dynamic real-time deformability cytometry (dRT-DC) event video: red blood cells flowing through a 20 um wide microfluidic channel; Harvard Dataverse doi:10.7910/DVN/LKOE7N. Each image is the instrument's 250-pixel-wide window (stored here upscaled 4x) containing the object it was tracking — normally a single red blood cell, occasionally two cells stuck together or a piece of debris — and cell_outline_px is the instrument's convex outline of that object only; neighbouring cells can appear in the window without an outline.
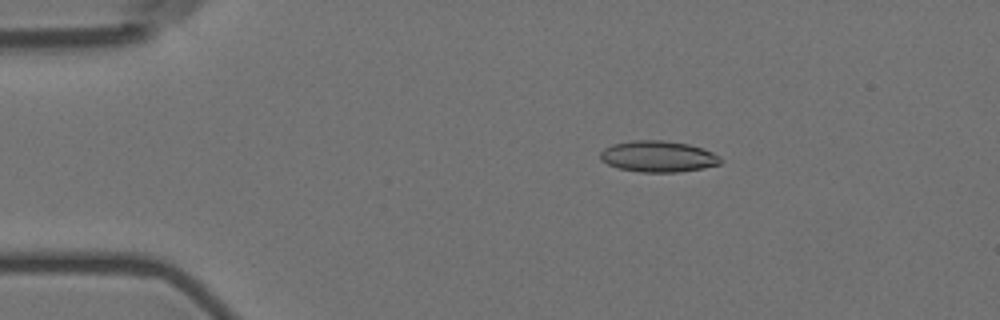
{"species": "Egyptian fruit bat (a non-hibernating species)", "species_latin": "Rousettus aegyptiacus", "temperature_condition": "room temperature", "stored_images_in_passage": 56, "camera_frame_rate_fps": 3000, "um_per_image_px": 0.085, "animal": {"sex": "female"}, "frame": {"image": 1, "passage_image": 10, "time_ms": 3.0, "image_size_px": [1000, 320], "cell_outline_px": [[724, 160], [720, 164], [704, 168], [680, 172], [640, 172], [620, 168], [608, 164], [600, 160], [600, 152], [604, 148], [612, 144], [632, 140], [664, 140], [688, 144], [704, 148], [720, 156]], "centroid_in_image_um": [55.97, 13.29], "position_along_channel_um": 29.0, "area_um2": 22.08}}
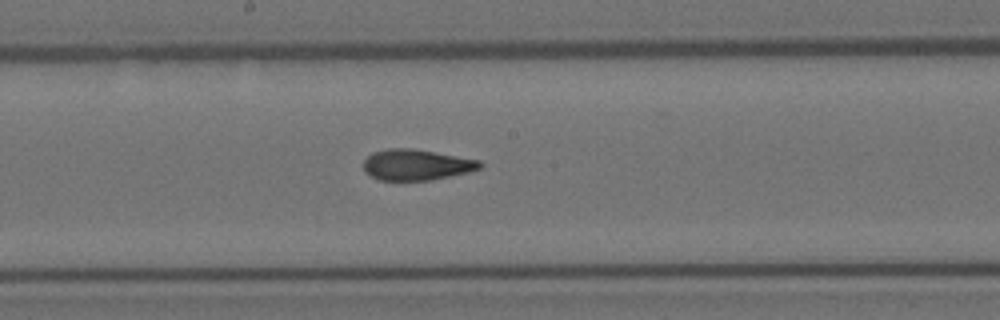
{"frame": {"image": 2, "passage_image": 30, "time_ms": 9.667, "image_size_px": [1000, 320], "cell_outline_px": [[484, 164], [480, 168], [468, 172], [432, 180], [380, 180], [364, 172], [364, 160], [372, 152], [388, 148], [412, 148], [480, 160]], "centroid_in_image_um": [35.39, 14.0], "position_along_channel_um": 212.8, "area_um2": 20.92}}
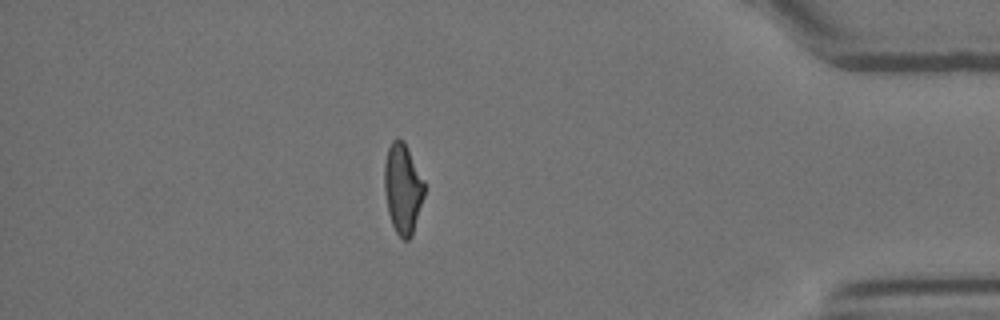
{"frame": {"image": 3, "passage_image": 49, "time_ms": 16.0, "image_size_px": [1000, 320], "cell_outline_px": [[424, 196], [412, 236], [408, 240], [404, 240], [396, 232], [392, 224], [388, 212], [384, 188], [384, 164], [388, 148], [392, 140], [396, 136], [404, 140], [424, 180]], "centroid_in_image_um": [34.23, 15.99], "position_along_channel_um": 401.0, "area_um2": 21.1}, "authors_computed_cell_mechanics": {"area_um2": 21.2415, "velocity_mm_per_s": 3.5933, "shape_relaxation_time_tau1_ms": 11.2483, "shape_relaxation_time_tau2_ms": 2.0107, "deformation_change_tau1": 0.2589, "deformation_change_tau2": 0.0945}}